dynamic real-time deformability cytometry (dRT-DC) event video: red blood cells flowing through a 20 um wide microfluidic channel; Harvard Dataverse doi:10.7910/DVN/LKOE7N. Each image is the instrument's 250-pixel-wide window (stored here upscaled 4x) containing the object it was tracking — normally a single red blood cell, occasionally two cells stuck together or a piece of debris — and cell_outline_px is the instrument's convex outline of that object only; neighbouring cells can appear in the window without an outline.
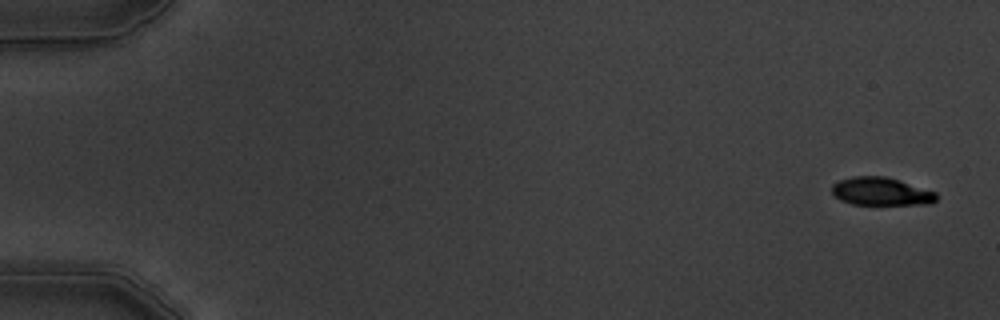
{"species": "common noctule bat (a hibernating species)", "species_latin": "Nyctalus noctula", "temperature_condition": "warm", "stored_images_in_passage": 5, "camera_frame_rate_fps": 3000, "um_per_image_px": 0.085, "animal": {"sex": "male", "body_mass_g": 19.5, "forearm_length_mm": 54.6}, "frame": {"image": 1, "passage_image": 1, "time_ms": 0.0, "image_size_px": [1000, 320], "cell_outline_px": [[936, 200], [932, 204], [852, 204], [840, 200], [832, 192], [832, 184], [840, 180], [852, 176], [884, 176], [900, 180], [936, 192]], "centroid_in_image_um": [74.89, 16.27], "position_along_channel_um": 10.1, "area_um2": 16.99}}